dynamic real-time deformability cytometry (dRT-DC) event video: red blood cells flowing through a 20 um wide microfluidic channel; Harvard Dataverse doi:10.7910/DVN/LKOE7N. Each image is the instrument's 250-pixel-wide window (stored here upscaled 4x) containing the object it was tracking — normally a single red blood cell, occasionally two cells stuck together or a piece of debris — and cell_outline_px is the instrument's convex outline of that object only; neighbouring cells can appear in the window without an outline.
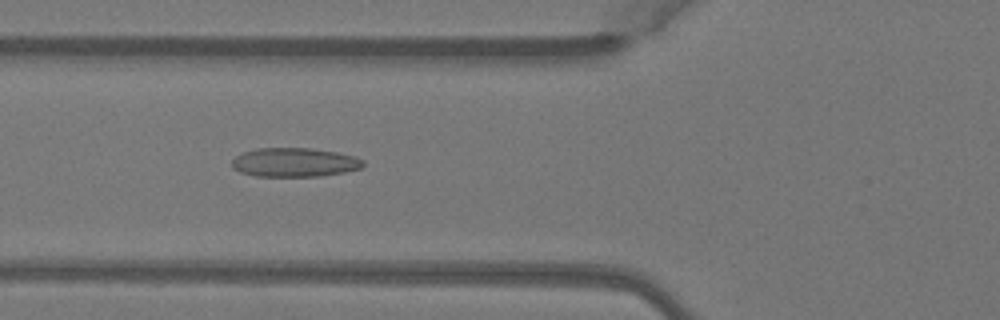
{"species": "Egyptian fruit bat (a non-hibernating species)", "species_latin": "Rousettus aegyptiacus", "temperature_condition": "warm", "stored_images_in_passage": 46, "camera_frame_rate_fps": 3000, "um_per_image_px": 0.085, "animal": {"sex": "female"}, "frame": {"image": 1, "passage_image": 18, "time_ms": 5.667, "image_size_px": [1000, 320], "cell_outline_px": [[364, 164], [360, 168], [344, 172], [320, 176], [256, 176], [240, 172], [232, 168], [232, 160], [236, 156], [244, 152], [256, 148], [312, 148], [336, 152], [356, 156], [364, 160]], "centroid_in_image_um": [25.03, 13.79], "position_along_channel_um": 100.8, "area_um2": 22.2}}
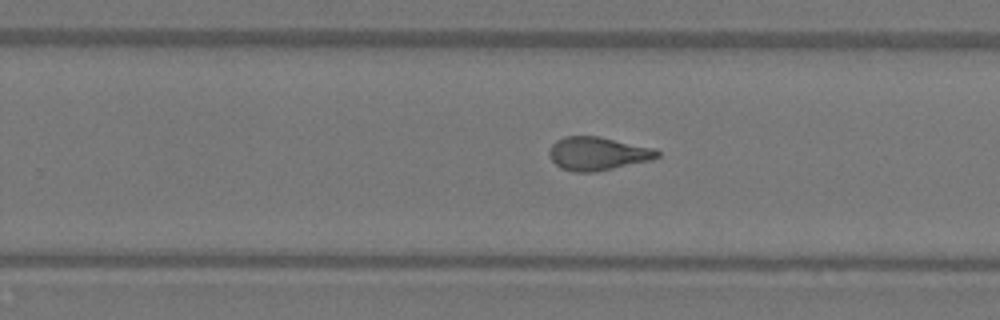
{"frame": {"image": 2, "passage_image": 31, "time_ms": 10.0, "image_size_px": [1000, 320], "cell_outline_px": [[660, 156], [652, 160], [596, 172], [572, 172], [560, 168], [548, 156], [548, 152], [552, 144], [556, 140], [564, 136], [600, 136], [652, 148], [660, 152]], "centroid_in_image_um": [50.77, 13.06], "position_along_channel_um": 279.0, "area_um2": 21.15}}
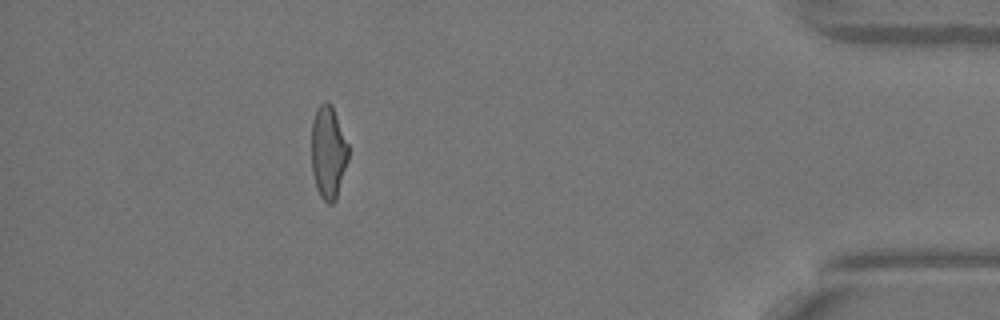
{"frame": {"image": 3, "passage_image": 44, "time_ms": 14.333, "image_size_px": [1000, 320], "cell_outline_px": [[348, 160], [336, 200], [332, 204], [328, 204], [320, 196], [316, 188], [312, 172], [312, 120], [316, 108], [324, 100], [328, 100], [332, 104], [348, 144]], "centroid_in_image_um": [27.9, 12.92], "position_along_channel_um": 407.3, "area_um2": 20.17}}